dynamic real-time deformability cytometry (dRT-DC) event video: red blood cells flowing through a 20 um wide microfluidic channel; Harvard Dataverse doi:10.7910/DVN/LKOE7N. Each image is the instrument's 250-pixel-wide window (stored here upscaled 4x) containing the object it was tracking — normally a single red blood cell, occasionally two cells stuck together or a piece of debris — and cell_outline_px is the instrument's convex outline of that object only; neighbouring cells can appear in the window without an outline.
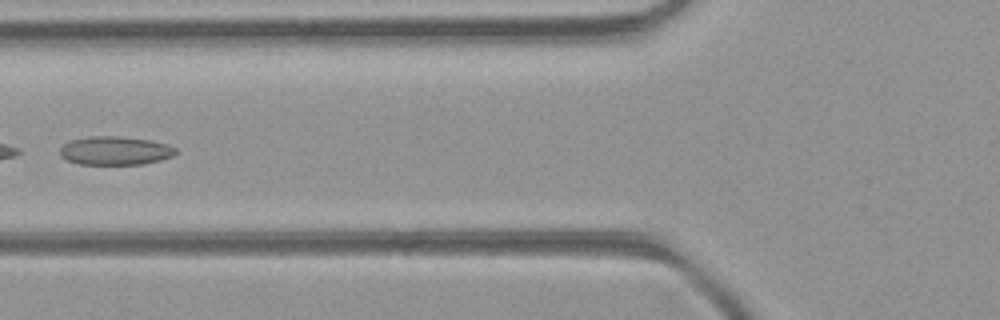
{"species": "common noctule bat (a hibernating species)", "species_latin": "Nyctalus noctula", "temperature_condition": "room temperature", "stored_images_in_passage": 6, "camera_frame_rate_fps": 3000, "um_per_image_px": 0.085, "animal": {"sex": "female", "body_mass_g": 21.9}, "frame": {"image": 1, "passage_image": 5, "time_ms": 1.333, "image_size_px": [1000, 320], "cell_outline_px": [[176, 152], [172, 156], [160, 160], [144, 164], [80, 164], [68, 160], [60, 156], [60, 148], [64, 144], [72, 140], [88, 136], [120, 136], [152, 140], [168, 144], [176, 148]], "centroid_in_image_um": [9.8, 12.8], "position_along_channel_um": 116.0, "area_um2": 19.31}}
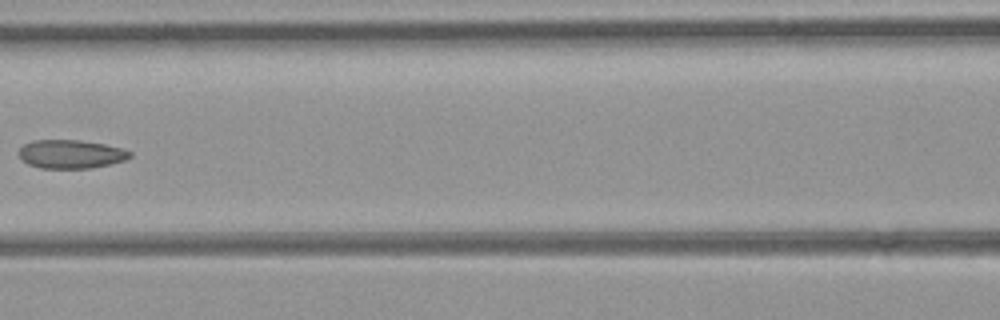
{"frame": {"image": 2, "passage_image": 6, "time_ms": 1.667, "image_size_px": [1000, 320], "cell_outline_px": [[132, 156], [124, 160], [108, 164], [88, 168], [40, 168], [28, 164], [16, 152], [24, 144], [36, 140], [80, 140], [104, 144], [120, 148], [132, 152]], "centroid_in_image_um": [6.0, 13.09], "position_along_channel_um": 160.6, "area_um2": 18.32}}